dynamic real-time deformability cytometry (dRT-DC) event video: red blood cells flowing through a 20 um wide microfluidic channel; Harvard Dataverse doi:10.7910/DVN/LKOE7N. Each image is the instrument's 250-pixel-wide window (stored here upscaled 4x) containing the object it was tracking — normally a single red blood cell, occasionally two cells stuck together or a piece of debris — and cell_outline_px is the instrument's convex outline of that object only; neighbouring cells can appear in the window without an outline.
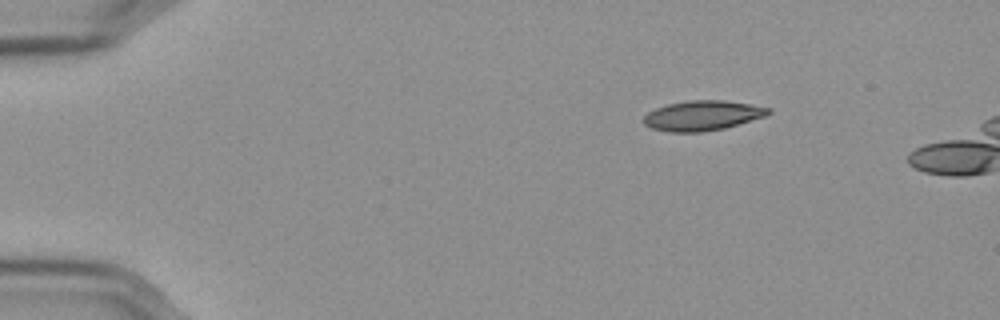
{"species": "Egyptian fruit bat (a non-hibernating species)", "species_latin": "Rousettus aegyptiacus", "temperature_condition": "cold", "stored_images_in_passage": 47, "camera_frame_rate_fps": 3000, "um_per_image_px": 0.085, "frame": {"image": 1, "passage_image": 1, "time_ms": 0.0, "image_size_px": [1000, 320], "cell_outline_px": [[772, 112], [764, 116], [724, 128], [700, 132], [668, 132], [652, 128], [644, 124], [644, 116], [648, 112], [656, 108], [668, 104], [688, 100], [724, 100], [772, 108]], "centroid_in_image_um": [59.69, 9.82], "position_along_channel_um": 25.3, "area_um2": 21.56}}
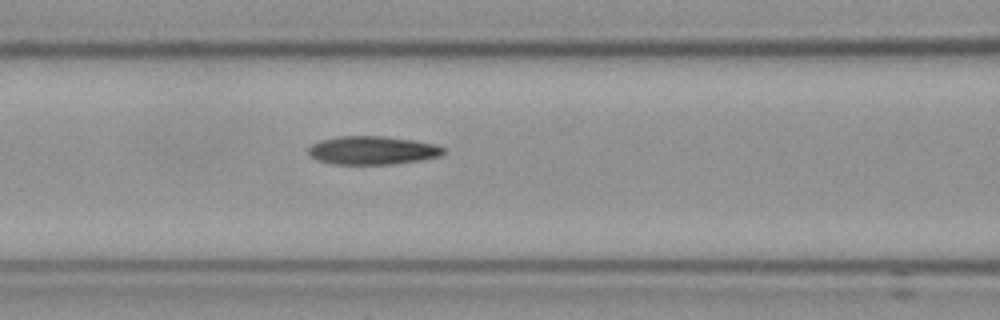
{"frame": {"image": 2, "passage_image": 17, "time_ms": 5.333, "image_size_px": [1000, 320], "cell_outline_px": [[444, 152], [440, 156], [420, 160], [396, 164], [332, 164], [316, 160], [308, 152], [308, 148], [312, 144], [320, 140], [340, 136], [384, 136], [412, 140], [436, 144], [444, 148]], "centroid_in_image_um": [31.65, 12.78], "position_along_channel_um": 135.0, "area_um2": 22.37}}
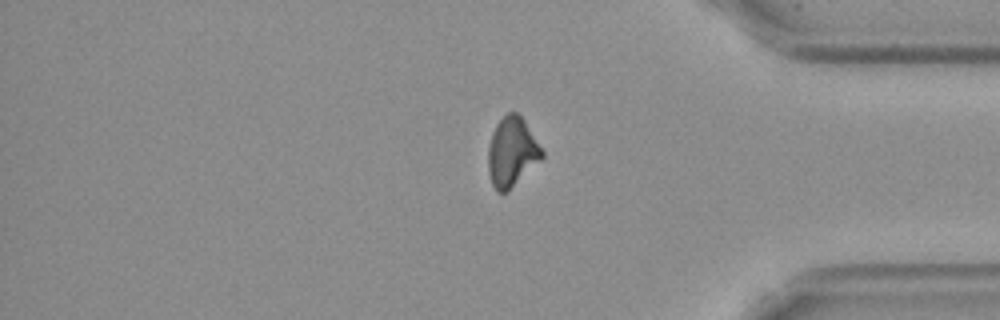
{"frame": {"image": 3, "passage_image": 40, "time_ms": 13.0, "image_size_px": [1000, 320], "cell_outline_px": [[544, 156], [508, 192], [496, 192], [492, 184], [488, 172], [488, 148], [492, 132], [496, 124], [508, 112], [516, 112], [524, 120], [544, 152]], "centroid_in_image_um": [43.49, 12.94], "position_along_channel_um": 391.7, "area_um2": 21.68}}